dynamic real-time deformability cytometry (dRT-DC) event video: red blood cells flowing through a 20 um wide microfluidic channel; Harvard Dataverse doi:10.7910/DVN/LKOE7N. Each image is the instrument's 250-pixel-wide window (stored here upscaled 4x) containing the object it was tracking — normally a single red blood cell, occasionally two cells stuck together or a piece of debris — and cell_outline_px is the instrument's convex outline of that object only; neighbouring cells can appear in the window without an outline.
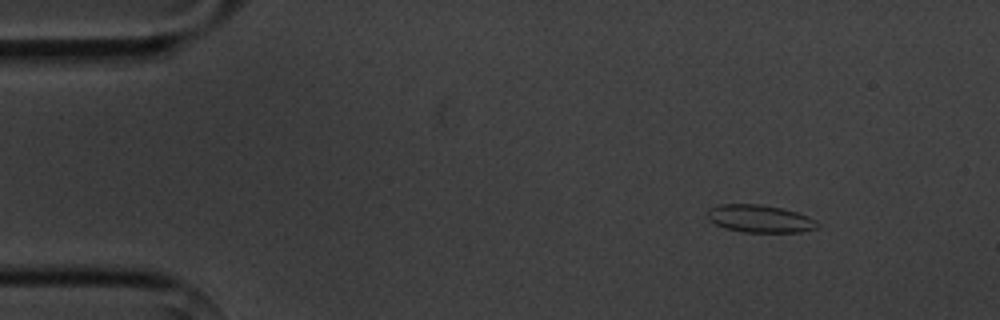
{"species": "common noctule bat (a hibernating species)", "species_latin": "Nyctalus noctula", "temperature_condition": "cold", "stored_images_in_passage": 4, "camera_frame_rate_fps": 3000, "um_per_image_px": 0.085, "animal": {"sex": "male", "body_mass_g": 20.1, "forearm_length_mm": 53.5}, "frame": {"image": 1, "passage_image": 2, "time_ms": 1.333, "image_size_px": [1000, 320], "cell_outline_px": [[820, 224], [816, 228], [800, 232], [740, 232], [724, 228], [708, 220], [708, 208], [720, 204], [760, 204], [780, 208], [796, 212], [808, 216], [816, 220]], "centroid_in_image_um": [64.57, 18.59], "position_along_channel_um": 20.4, "area_um2": 17.74}}